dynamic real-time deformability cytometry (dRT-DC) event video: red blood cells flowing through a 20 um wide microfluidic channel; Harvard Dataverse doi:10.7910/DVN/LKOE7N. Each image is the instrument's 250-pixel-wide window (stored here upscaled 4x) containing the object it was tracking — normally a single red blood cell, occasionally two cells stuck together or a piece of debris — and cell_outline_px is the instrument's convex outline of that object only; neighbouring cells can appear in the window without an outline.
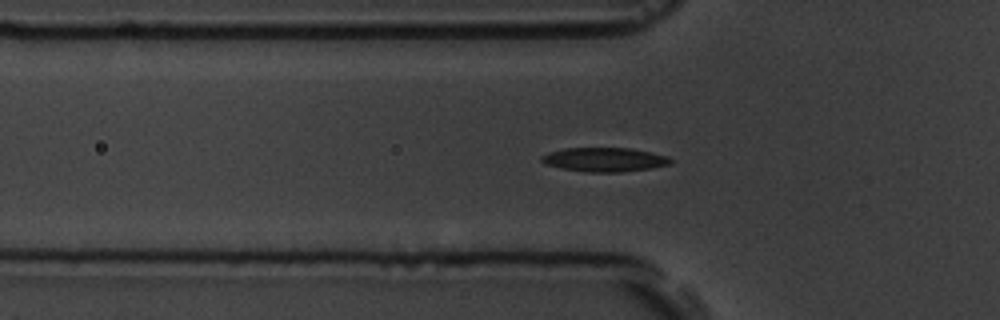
{"species": "common noctule bat (a hibernating species)", "species_latin": "Nyctalus noctula", "temperature_condition": "room temperature", "stored_images_in_passage": 47, "camera_frame_rate_fps": 3000, "um_per_image_px": 0.085, "animal": {"sex": "male", "body_mass_g": 19.5, "forearm_length_mm": 54.6}, "frame": {"image": 1, "passage_image": 8, "time_ms": 2.333, "image_size_px": [1000, 320], "cell_outline_px": [[672, 160], [668, 164], [652, 168], [620, 172], [584, 172], [560, 168], [544, 164], [540, 160], [540, 156], [548, 152], [564, 148], [628, 148], [652, 152], [668, 156]], "centroid_in_image_um": [51.33, 13.56], "position_along_channel_um": 74.5, "area_um2": 18.21}}
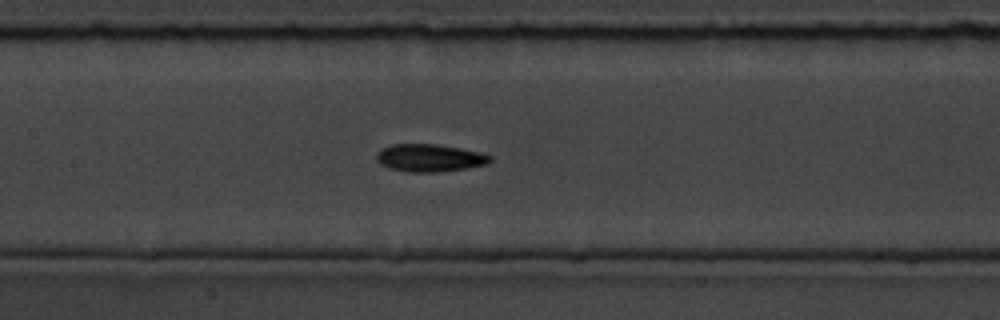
{"frame": {"image": 2, "passage_image": 16, "time_ms": 5.0, "image_size_px": [1000, 320], "cell_outline_px": [[492, 160], [488, 164], [468, 168], [436, 172], [408, 172], [388, 168], [380, 164], [376, 160], [376, 156], [380, 148], [392, 144], [436, 144], [460, 148], [480, 152], [492, 156]], "centroid_in_image_um": [36.51, 13.42], "position_along_channel_um": 170.9, "area_um2": 18.44}}
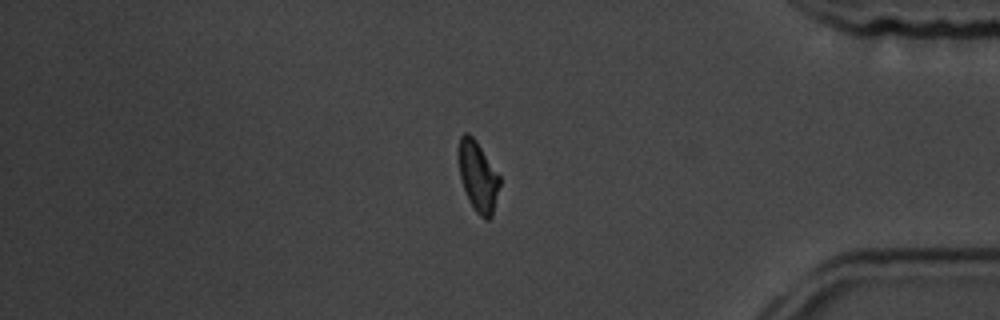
{"frame": {"image": 3, "passage_image": 37, "time_ms": 12.0, "image_size_px": [1000, 320], "cell_outline_px": [[500, 184], [492, 216], [488, 220], [484, 220], [476, 212], [464, 188], [460, 176], [456, 156], [460, 136], [464, 132], [468, 132], [476, 140], [500, 176]], "centroid_in_image_um": [40.6, 14.95], "position_along_channel_um": 394.6, "area_um2": 16.94}, "authors_computed_cell_mechanics": {"area_um2": 17.4556, "velocity_mm_per_s": 3.5978, "shape_relaxation_time_tau1_ms": 3.734, "shape_relaxation_time_tau2_ms": 5.7009, "deformation_change_tau1": 0.1404, "deformation_change_tau2": 0.1159}}